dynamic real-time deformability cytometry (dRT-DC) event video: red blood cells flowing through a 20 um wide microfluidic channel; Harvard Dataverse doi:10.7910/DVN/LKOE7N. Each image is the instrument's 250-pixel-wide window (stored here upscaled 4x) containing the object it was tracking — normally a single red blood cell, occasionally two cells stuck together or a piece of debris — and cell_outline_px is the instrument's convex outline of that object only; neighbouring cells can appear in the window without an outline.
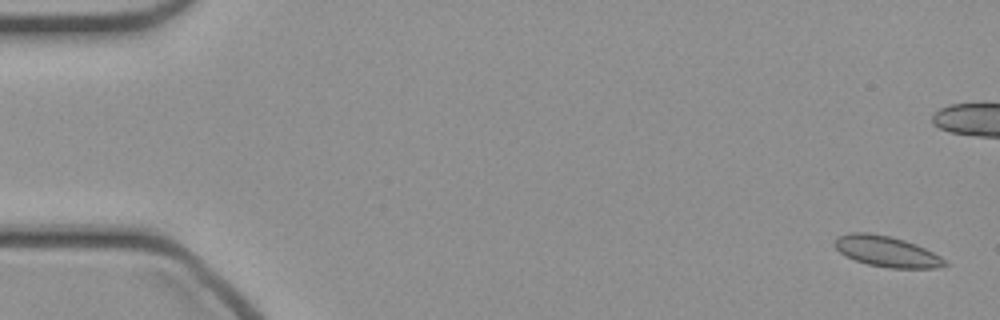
{"species": "common noctule bat (a hibernating species)", "species_latin": "Nyctalus noctula", "temperature_condition": "cold", "stored_images_in_passage": 48, "camera_frame_rate_fps": 3000, "um_per_image_px": 0.085, "animal": {"sex": "female", "body_mass_g": 21.9}, "frame": {"image": 1, "passage_image": 1, "time_ms": 0.0, "image_size_px": [1000, 320], "cell_outline_px": [[948, 264], [936, 268], [888, 268], [868, 264], [856, 260], [840, 252], [832, 244], [836, 236], [852, 232], [868, 232], [888, 236], [904, 240], [916, 244], [940, 256]], "centroid_in_image_um": [75.33, 21.36], "position_along_channel_um": 9.7, "area_um2": 19.59}}
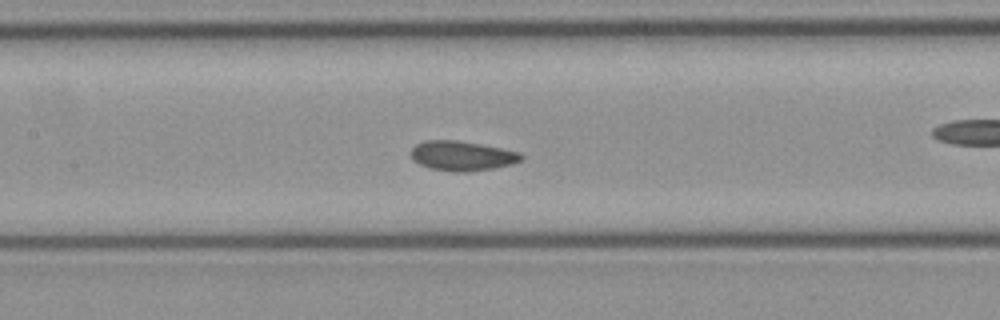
{"frame": {"image": 2, "passage_image": 22, "time_ms": 7.0, "image_size_px": [1000, 320], "cell_outline_px": [[524, 160], [512, 164], [492, 168], [468, 172], [452, 172], [428, 168], [412, 160], [412, 148], [416, 144], [424, 140], [456, 140], [480, 144], [520, 152], [524, 156]], "centroid_in_image_um": [39.28, 13.25], "position_along_channel_um": 168.1, "area_um2": 19.19}}
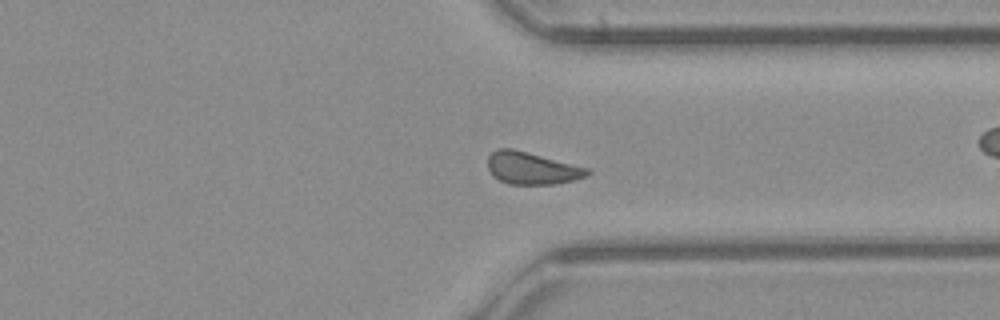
{"frame": {"image": 3, "passage_image": 36, "time_ms": 11.667, "image_size_px": [1000, 320], "cell_outline_px": [[592, 172], [588, 176], [556, 184], [508, 184], [492, 176], [488, 168], [488, 156], [496, 148], [512, 148], [588, 168]], "centroid_in_image_um": [45.19, 14.3], "position_along_channel_um": 366.2, "area_um2": 18.67}}